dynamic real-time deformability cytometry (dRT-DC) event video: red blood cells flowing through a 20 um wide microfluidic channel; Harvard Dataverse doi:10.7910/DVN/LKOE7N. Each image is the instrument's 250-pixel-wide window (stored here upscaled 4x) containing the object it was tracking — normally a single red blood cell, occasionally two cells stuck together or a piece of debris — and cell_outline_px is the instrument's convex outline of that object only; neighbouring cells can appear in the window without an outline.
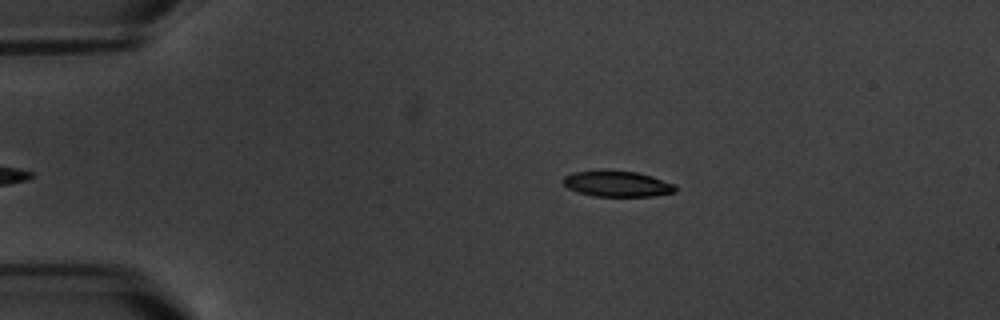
{"species": "common noctule bat (a hibernating species)", "species_latin": "Nyctalus noctula", "temperature_condition": "warm", "stored_images_in_passage": 7, "camera_frame_rate_fps": 3000, "um_per_image_px": 0.085, "animal": {"sex": "male", "body_mass_g": 20.1, "forearm_length_mm": 53.5}, "frame": {"image": 1, "passage_image": 7, "time_ms": 7.0, "image_size_px": [1000, 320], "cell_outline_px": [[680, 188], [676, 192], [652, 196], [592, 196], [576, 192], [568, 188], [564, 184], [564, 176], [576, 172], [636, 172], [652, 176], [676, 184]], "centroid_in_image_um": [52.55, 15.66], "position_along_channel_um": 32.5, "area_um2": 16.53}}